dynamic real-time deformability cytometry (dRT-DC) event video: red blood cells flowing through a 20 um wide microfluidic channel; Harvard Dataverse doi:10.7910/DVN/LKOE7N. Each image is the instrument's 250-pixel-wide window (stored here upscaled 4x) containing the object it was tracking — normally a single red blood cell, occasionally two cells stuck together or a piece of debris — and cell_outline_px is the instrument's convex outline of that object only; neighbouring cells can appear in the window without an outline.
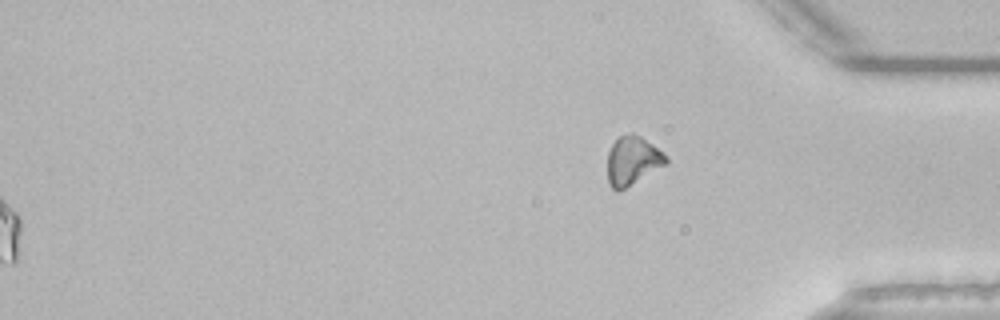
{"species": "common noctule bat (a hibernating species)", "species_latin": "Nyctalus noctula", "temperature_condition": "room temperature", "stored_images_in_passage": 54, "segment_of_instrument_passage": [2, 2], "camera_frame_rate_fps": 3000, "um_per_image_px": 0.085, "animal": {"sex": "male", "body_mass_g": 21.5, "forearm_length_mm": 52.0}, "frame": {"image": 1, "passage_image": 54, "time_ms": 17.667, "image_size_px": [1000, 320], "cell_outline_px": [[668, 164], [624, 188], [616, 192], [608, 184], [608, 152], [612, 144], [620, 136], [632, 132], [640, 136], [664, 152], [668, 156]], "centroid_in_image_um": [53.79, 13.65], "position_along_channel_um": 381.4, "area_um2": 16.65}}